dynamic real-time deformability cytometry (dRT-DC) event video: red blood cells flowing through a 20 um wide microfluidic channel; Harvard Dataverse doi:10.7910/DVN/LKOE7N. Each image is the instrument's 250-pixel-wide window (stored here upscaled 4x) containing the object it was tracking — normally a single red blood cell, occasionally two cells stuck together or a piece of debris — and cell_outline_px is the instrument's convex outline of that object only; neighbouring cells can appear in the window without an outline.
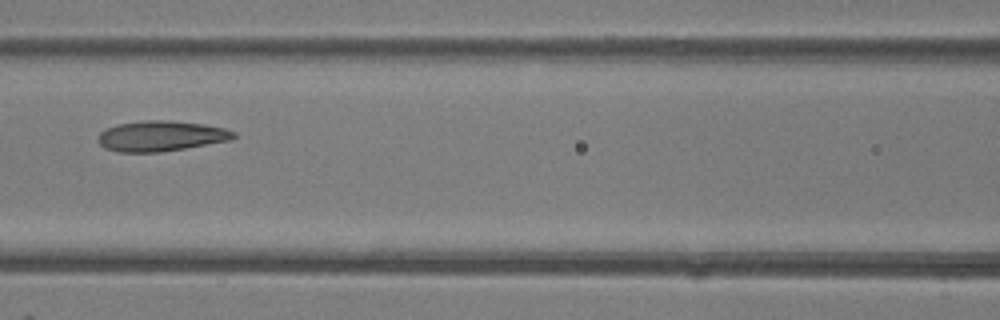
{"species": "common noctule bat (a hibernating species)", "species_latin": "Nyctalus noctula", "temperature_condition": "room temperature", "stored_images_in_passage": 7, "camera_frame_rate_fps": 3000, "um_per_image_px": 0.085, "animal": {"sex": "female"}, "frame": {"image": 1, "passage_image": 6, "time_ms": 6.0, "image_size_px": [1000, 320], "cell_outline_px": [[236, 136], [232, 140], [160, 152], [116, 152], [104, 148], [100, 144], [100, 132], [116, 124], [144, 120], [168, 120], [204, 124], [224, 128], [236, 132]], "centroid_in_image_um": [13.7, 11.56], "position_along_channel_um": 152.9, "area_um2": 23.99}}
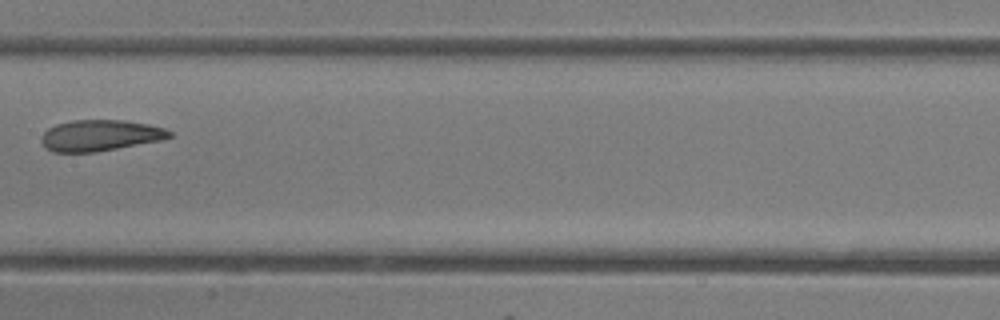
{"frame": {"image": 2, "passage_image": 7, "time_ms": 7.0, "image_size_px": [1000, 320], "cell_outline_px": [[172, 136], [164, 140], [96, 152], [52, 152], [44, 148], [40, 140], [40, 136], [48, 128], [56, 124], [72, 120], [124, 120], [148, 124], [164, 128], [172, 132]], "centroid_in_image_um": [8.49, 11.52], "position_along_channel_um": 198.9, "area_um2": 23.52}}